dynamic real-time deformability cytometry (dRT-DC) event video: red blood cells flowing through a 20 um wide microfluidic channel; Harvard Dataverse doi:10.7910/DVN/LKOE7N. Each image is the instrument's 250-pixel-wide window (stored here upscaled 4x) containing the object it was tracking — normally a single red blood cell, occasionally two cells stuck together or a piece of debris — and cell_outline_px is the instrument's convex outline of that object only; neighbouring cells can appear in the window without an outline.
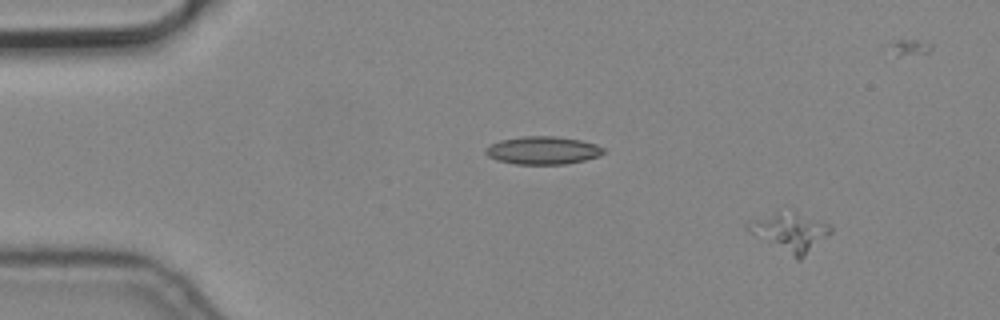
{"species": "common noctule bat (a hibernating species)", "species_latin": "Nyctalus noctula", "temperature_condition": "cold", "stored_images_in_passage": 5, "camera_frame_rate_fps": 3000, "um_per_image_px": 0.085, "animal": {"sex": "male", "body_mass_g": 19.2, "forearm_length_mm": 51.8}, "frame": {"image": 1, "passage_image": 1, "time_ms": 0.0, "image_size_px": [1000, 320], "cell_outline_px": [[832, 232], [800, 260], [796, 260], [752, 232], [744, 224], [756, 220], [776, 216], [780, 216], [828, 224], [832, 228]], "centroid_in_image_um": [67.21, 19.91], "position_along_channel_um": 17.8, "area_um2": 15.95}}
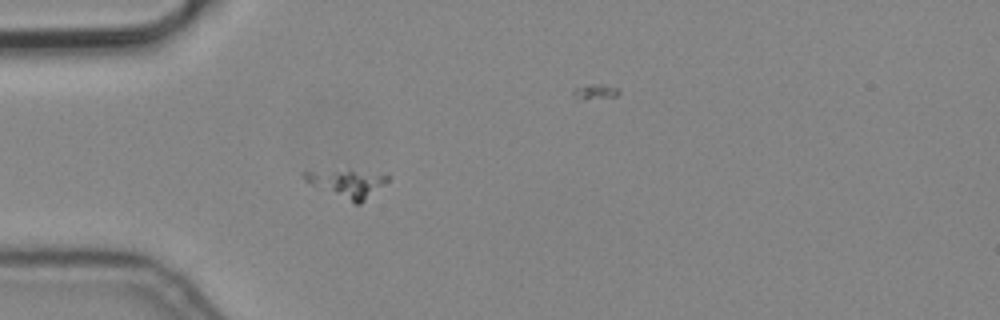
{"frame": {"image": 2, "passage_image": 4, "time_ms": 1.0, "image_size_px": [1000, 320], "cell_outline_px": [[392, 176], [388, 180], [360, 204], [356, 204], [312, 184], [304, 180], [304, 172], [348, 168], [388, 172]], "centroid_in_image_um": [29.63, 15.5], "position_along_channel_um": 55.4, "area_um2": 13.87}}